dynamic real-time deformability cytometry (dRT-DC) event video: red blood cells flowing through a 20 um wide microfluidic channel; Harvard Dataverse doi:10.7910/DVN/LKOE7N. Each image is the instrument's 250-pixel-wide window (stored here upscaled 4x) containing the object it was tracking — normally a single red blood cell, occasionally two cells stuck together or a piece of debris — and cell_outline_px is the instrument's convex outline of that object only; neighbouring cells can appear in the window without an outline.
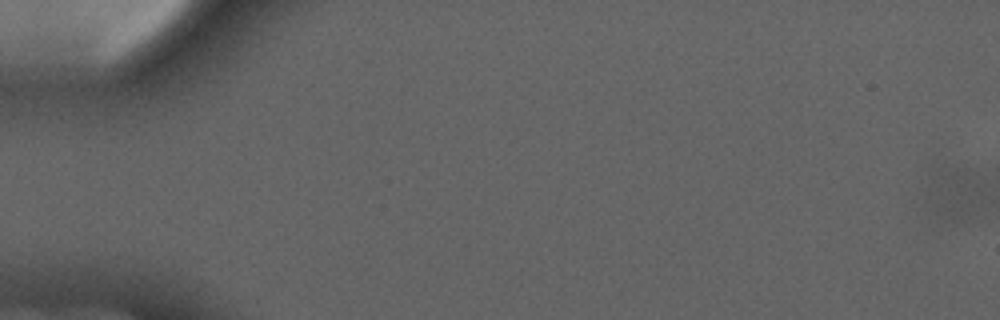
{"species": "common noctule bat (a hibernating species)", "species_latin": "Nyctalus noctula", "temperature_condition": "cold", "stored_images_in_passage": 1, "camera_frame_rate_fps": 3000, "um_per_image_px": 0.085, "animal": {"sex": "male", "forearm_length_mm": 52.5}, "frame": {"image": 1, "passage_image": 1, "time_ms": 0.0, "image_size_px": [1000, 320], "cell_outline_px": [[972, 180], [968, 204], [964, 212], [956, 220], [952, 220], [940, 212], [924, 196], [932, 176], [940, 168], [968, 168]], "centroid_in_image_um": [80.75, 16.26], "position_along_channel_um": 4.2, "area_um2": 13.01}}